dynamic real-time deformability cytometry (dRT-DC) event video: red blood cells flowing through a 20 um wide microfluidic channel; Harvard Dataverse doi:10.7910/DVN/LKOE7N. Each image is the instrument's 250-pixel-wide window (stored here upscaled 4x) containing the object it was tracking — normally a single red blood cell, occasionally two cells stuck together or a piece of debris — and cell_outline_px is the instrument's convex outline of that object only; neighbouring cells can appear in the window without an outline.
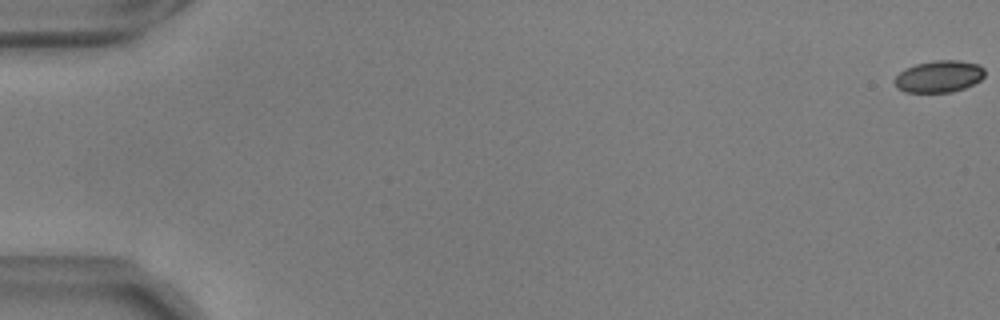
{"species": "common noctule bat (a hibernating species)", "species_latin": "Nyctalus noctula", "temperature_condition": "warm", "stored_images_in_passage": 36, "camera_frame_rate_fps": 3000, "um_per_image_px": 0.085, "animal": {"sex": "male", "body_mass_g": 17.9, "forearm_length_mm": 54.2}, "frame": {"image": 1, "passage_image": 1, "time_ms": 0.0, "image_size_px": [1000, 320], "cell_outline_px": [[984, 76], [980, 80], [964, 88], [952, 92], [904, 92], [896, 88], [892, 80], [904, 68], [916, 64], [932, 60], [960, 60], [980, 64], [984, 68]], "centroid_in_image_um": [79.78, 6.49], "position_along_channel_um": 5.2, "area_um2": 16.99}}
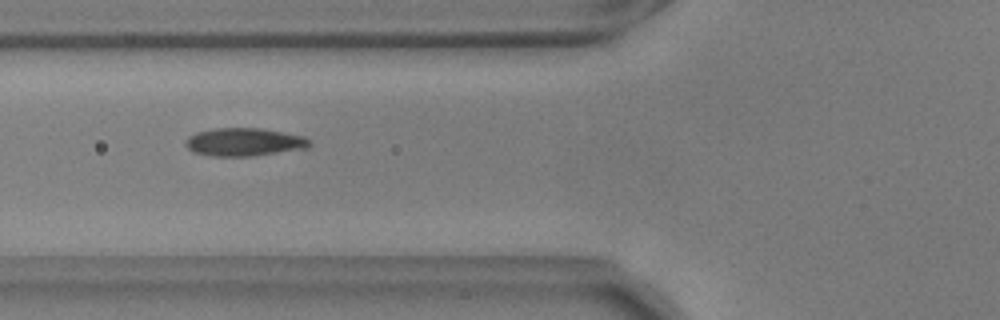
{"frame": {"image": 2, "passage_image": 23, "time_ms": 7.333, "image_size_px": [1000, 320], "cell_outline_px": [[312, 144], [308, 148], [252, 156], [212, 156], [192, 152], [184, 144], [184, 140], [188, 136], [196, 132], [216, 128], [260, 128], [304, 136]], "centroid_in_image_um": [20.72, 12.07], "position_along_channel_um": 105.1, "area_um2": 20.35}}
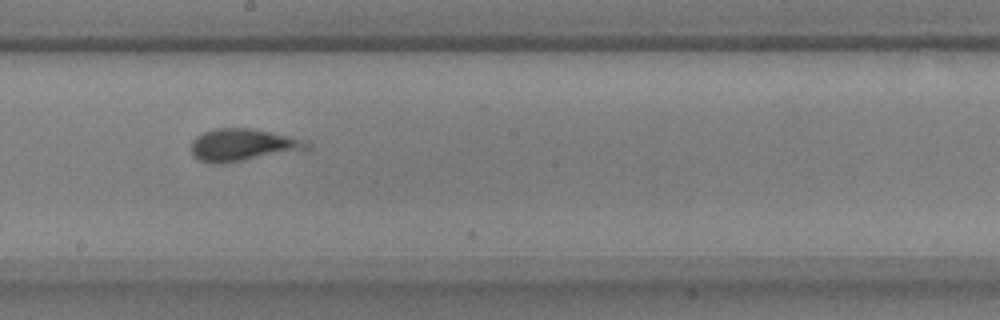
{"frame": {"image": 3, "passage_image": 33, "time_ms": 10.667, "image_size_px": [1000, 320], "cell_outline_px": [[312, 148], [224, 164], [212, 164], [200, 160], [192, 156], [192, 140], [196, 136], [204, 132], [216, 128], [252, 128], [272, 132], [308, 140], [312, 144]], "centroid_in_image_um": [20.66, 12.32], "position_along_channel_um": 227.5, "area_um2": 22.02}}